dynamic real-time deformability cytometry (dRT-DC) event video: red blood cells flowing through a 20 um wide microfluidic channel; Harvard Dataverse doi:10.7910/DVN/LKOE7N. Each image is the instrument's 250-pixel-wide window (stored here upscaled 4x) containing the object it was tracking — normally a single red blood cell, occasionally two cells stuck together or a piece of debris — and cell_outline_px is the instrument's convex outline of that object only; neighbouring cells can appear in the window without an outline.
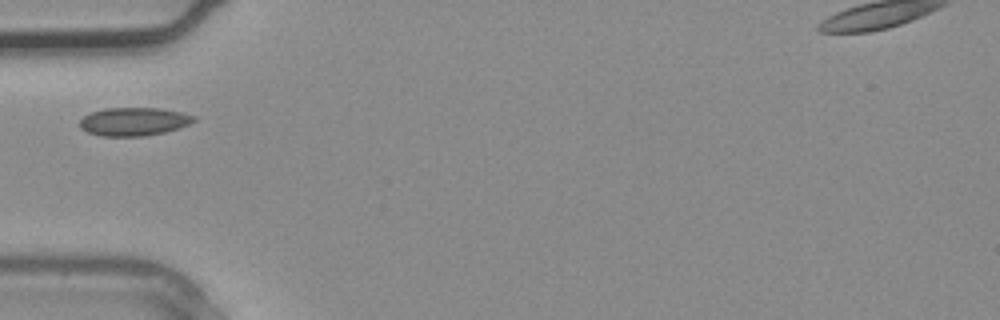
{"species": "common noctule bat (a hibernating species)", "species_latin": "Nyctalus noctula", "temperature_condition": "warm", "stored_images_in_passage": 1, "camera_frame_rate_fps": 3000, "um_per_image_px": 0.085, "animal": {"sex": "male", "body_mass_g": 20.4}, "frame": {"image": 1, "passage_image": 1, "time_ms": 0.0, "image_size_px": [1000, 320], "cell_outline_px": [[196, 120], [180, 128], [164, 132], [144, 136], [100, 136], [88, 132], [80, 128], [80, 120], [84, 116], [92, 112], [104, 108], [160, 108], [180, 112], [196, 116]], "centroid_in_image_um": [11.38, 10.33], "position_along_channel_um": 73.6, "area_um2": 18.79}}